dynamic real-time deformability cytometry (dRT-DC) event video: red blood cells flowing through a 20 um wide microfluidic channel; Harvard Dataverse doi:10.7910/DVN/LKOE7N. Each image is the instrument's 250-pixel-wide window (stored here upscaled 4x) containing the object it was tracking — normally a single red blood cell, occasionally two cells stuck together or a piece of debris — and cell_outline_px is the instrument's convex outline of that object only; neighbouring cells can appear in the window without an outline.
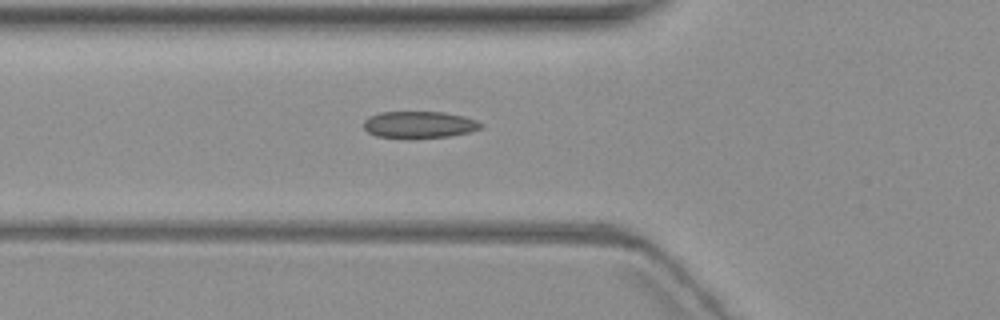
{"species": "common noctule bat (a hibernating species)", "species_latin": "Nyctalus noctula", "temperature_condition": "warm", "stored_images_in_passage": 2, "camera_frame_rate_fps": 3000, "um_per_image_px": 0.085, "animal": {"sex": "female", "body_mass_g": 19.3, "forearm_length_mm": 54.1}, "frame": {"image": 1, "passage_image": 2, "time_ms": 1.333, "image_size_px": [1000, 320], "cell_outline_px": [[484, 124], [480, 128], [468, 132], [448, 136], [376, 136], [368, 132], [364, 128], [364, 120], [368, 116], [380, 112], [444, 112], [464, 116], [476, 120]], "centroid_in_image_um": [35.63, 10.55], "position_along_channel_um": 90.2, "area_um2": 17.69}}